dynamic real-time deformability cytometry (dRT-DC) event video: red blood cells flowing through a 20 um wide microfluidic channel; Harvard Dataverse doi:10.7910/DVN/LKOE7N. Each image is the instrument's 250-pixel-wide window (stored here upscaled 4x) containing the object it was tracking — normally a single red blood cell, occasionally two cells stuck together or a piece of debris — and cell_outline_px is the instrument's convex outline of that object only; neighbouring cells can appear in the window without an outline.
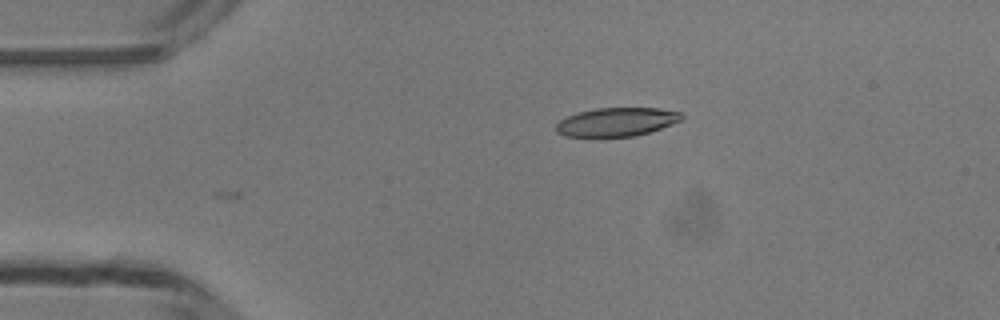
{"species": "common noctule bat (a hibernating species)", "species_latin": "Nyctalus noctula", "temperature_condition": "room temperature", "stored_images_in_passage": 9, "camera_frame_rate_fps": 3000, "um_per_image_px": 0.085, "animal": {"sex": "male", "body_mass_g": 13.3}, "frame": {"image": 1, "passage_image": 9, "time_ms": 2.667, "image_size_px": [1000, 320], "cell_outline_px": [[684, 116], [680, 120], [672, 124], [636, 136], [564, 136], [556, 132], [556, 124], [560, 120], [568, 116], [580, 112], [596, 108], [660, 108], [680, 112]], "centroid_in_image_um": [52.42, 10.36], "position_along_channel_um": 32.6, "area_um2": 20.69}}